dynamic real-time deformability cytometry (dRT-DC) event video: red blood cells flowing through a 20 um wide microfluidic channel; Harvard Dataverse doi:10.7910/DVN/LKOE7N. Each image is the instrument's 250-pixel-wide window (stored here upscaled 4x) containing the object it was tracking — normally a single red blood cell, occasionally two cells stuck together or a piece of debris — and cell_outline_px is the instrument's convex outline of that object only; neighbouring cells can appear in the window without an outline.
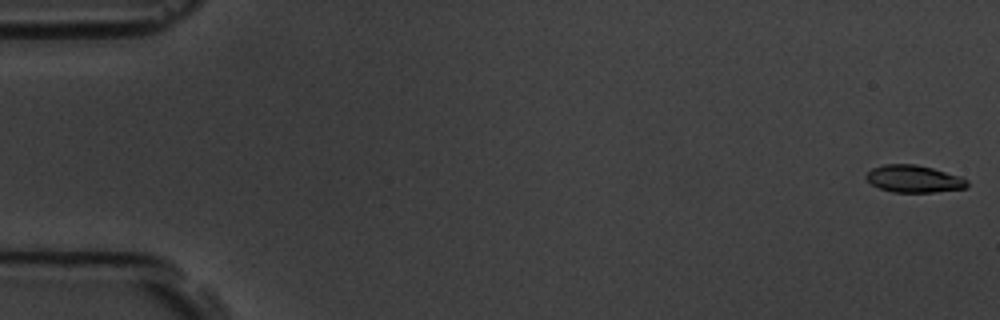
{"species": "common noctule bat (a hibernating species)", "species_latin": "Nyctalus noctula", "temperature_condition": "room temperature", "stored_images_in_passage": 6, "segment_of_instrument_passage": [1, 2], "camera_frame_rate_fps": 3000, "um_per_image_px": 0.085, "animal": {"sex": "male", "body_mass_g": 19.5, "forearm_length_mm": 54.6}, "frame": {"image": 1, "passage_image": 1, "time_ms": 0.0, "image_size_px": [1000, 320], "cell_outline_px": [[968, 188], [932, 192], [892, 192], [880, 188], [872, 184], [864, 176], [872, 168], [884, 164], [916, 164], [932, 168], [960, 176], [968, 180]], "centroid_in_image_um": [77.69, 15.2], "position_along_channel_um": 7.3, "area_um2": 16.01}}
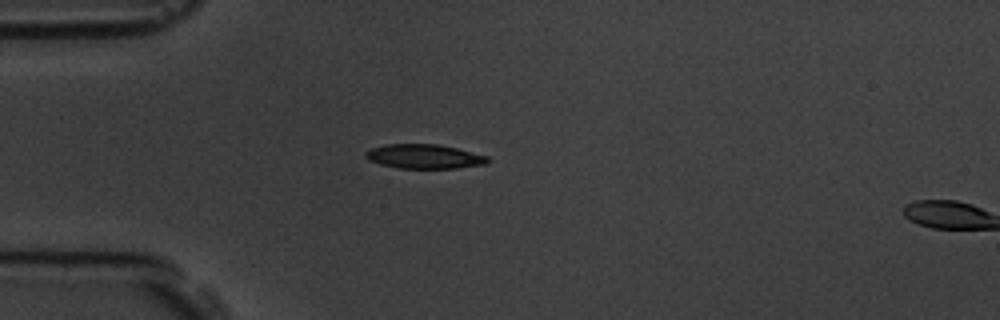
{"frame": {"image": 2, "passage_image": 5, "time_ms": 4.667, "image_size_px": [1000, 320], "cell_outline_px": [[492, 160], [488, 164], [456, 168], [396, 168], [380, 164], [368, 160], [364, 156], [364, 152], [372, 148], [388, 144], [436, 144], [456, 148], [488, 156]], "centroid_in_image_um": [36.08, 13.31], "position_along_channel_um": 48.9, "area_um2": 17.4}}